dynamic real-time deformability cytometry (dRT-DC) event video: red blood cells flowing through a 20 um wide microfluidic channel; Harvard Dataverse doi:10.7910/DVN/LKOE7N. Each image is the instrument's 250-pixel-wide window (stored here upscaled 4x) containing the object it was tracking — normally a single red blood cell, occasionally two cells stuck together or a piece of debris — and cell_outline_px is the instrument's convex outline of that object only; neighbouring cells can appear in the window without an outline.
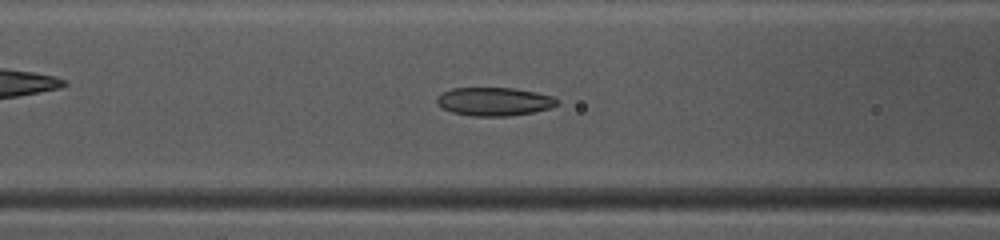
{"species": "common noctule bat (a hibernating species)", "species_latin": "Nyctalus noctula", "temperature_condition": "warm", "stored_images_in_passage": 43, "camera_frame_rate_fps": 3000, "um_per_image_px": 0.085, "animal": {"sex": "female", "body_mass_g": 10.0, "forearm_length_mm": 53.1}, "frame": {"image": 1, "passage_image": 14, "time_ms": 4.333, "image_size_px": [1000, 240], "cell_outline_px": [[556, 104], [548, 108], [532, 112], [508, 116], [472, 116], [452, 112], [444, 108], [436, 100], [444, 92], [452, 88], [516, 88], [536, 92], [552, 96], [556, 100]], "centroid_in_image_um": [42.01, 8.63], "position_along_channel_um": 124.6, "area_um2": 19.48}}
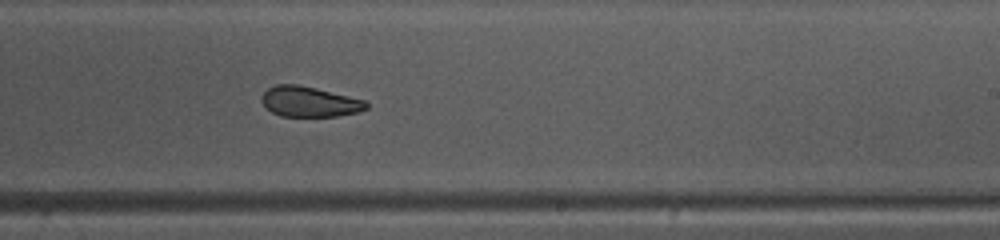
{"frame": {"image": 2, "passage_image": 24, "time_ms": 7.667, "image_size_px": [1000, 240], "cell_outline_px": [[368, 108], [360, 112], [336, 116], [280, 116], [272, 112], [260, 100], [264, 92], [268, 88], [276, 84], [296, 84], [316, 88], [364, 100], [368, 104]], "centroid_in_image_um": [26.3, 8.64], "position_along_channel_um": 262.7, "area_um2": 18.38}}
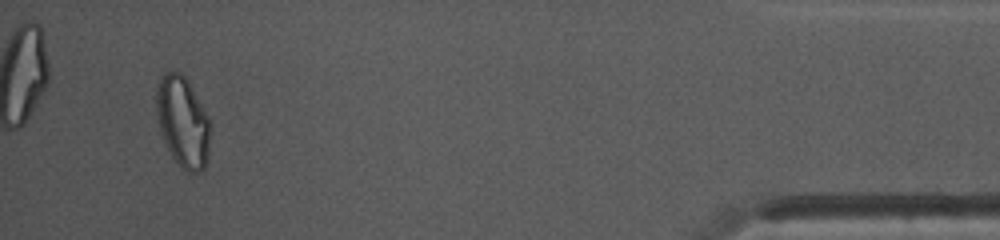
{"frame": {"image": 3, "passage_image": 40, "time_ms": 13.0, "image_size_px": [1000, 240], "cell_outline_px": [[208, 156], [204, 168], [200, 172], [184, 172], [180, 168], [172, 156], [160, 132], [156, 112], [156, 88], [160, 76], [164, 72], [180, 72], [188, 80], [208, 116]], "centroid_in_image_um": [15.5, 10.35], "position_along_channel_um": 419.7, "area_um2": 28.38}}